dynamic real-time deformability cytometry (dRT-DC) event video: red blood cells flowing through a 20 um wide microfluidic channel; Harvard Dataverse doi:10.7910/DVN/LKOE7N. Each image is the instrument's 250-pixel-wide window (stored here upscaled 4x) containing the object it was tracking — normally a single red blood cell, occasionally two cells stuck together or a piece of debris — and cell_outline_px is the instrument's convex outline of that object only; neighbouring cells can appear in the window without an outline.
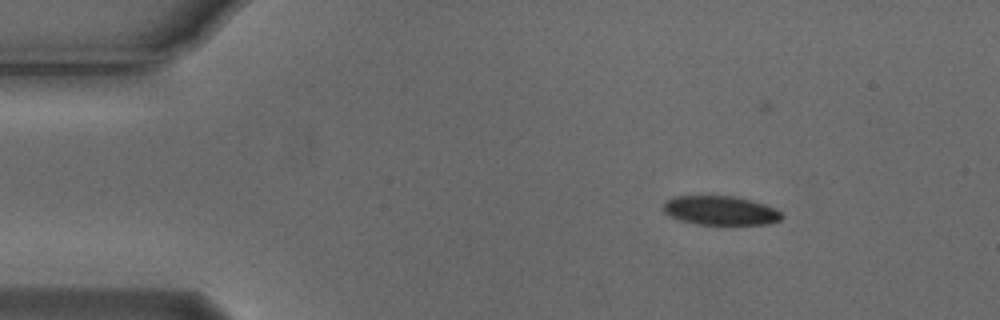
{"species": "Egyptian fruit bat (a non-hibernating species)", "species_latin": "Rousettus aegyptiacus", "temperature_condition": "cold", "stored_images_in_passage": 4, "camera_frame_rate_fps": 3000, "um_per_image_px": 0.085, "animal": {"sex": "male"}, "frame": {"image": 1, "passage_image": 1, "time_ms": 0.0, "image_size_px": [1000, 320], "cell_outline_px": [[780, 220], [768, 224], [696, 224], [680, 220], [668, 216], [660, 208], [664, 200], [672, 196], [736, 196], [752, 200], [764, 204], [780, 212]], "centroid_in_image_um": [61.12, 17.88], "position_along_channel_um": 23.9, "area_um2": 20.17}}
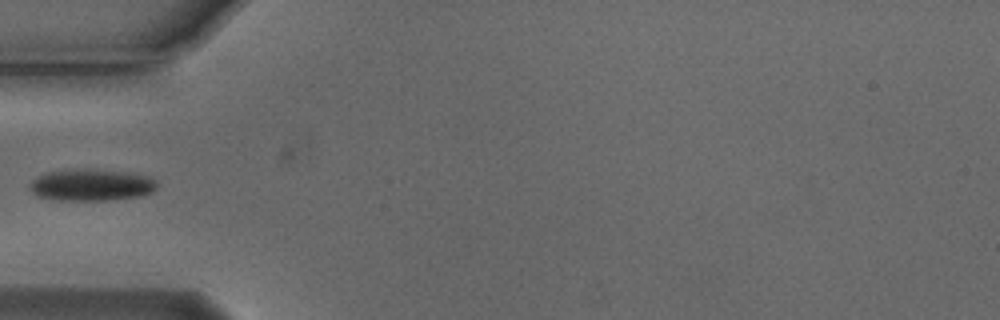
{"frame": {"image": 2, "passage_image": 4, "time_ms": 1.0, "image_size_px": [1000, 320], "cell_outline_px": [[156, 188], [152, 192], [144, 196], [108, 200], [56, 200], [36, 196], [32, 192], [32, 180], [36, 176], [48, 172], [72, 168], [88, 168], [124, 172], [148, 176], [156, 180]], "centroid_in_image_um": [7.77, 15.71], "position_along_channel_um": 77.2, "area_um2": 23.76}}